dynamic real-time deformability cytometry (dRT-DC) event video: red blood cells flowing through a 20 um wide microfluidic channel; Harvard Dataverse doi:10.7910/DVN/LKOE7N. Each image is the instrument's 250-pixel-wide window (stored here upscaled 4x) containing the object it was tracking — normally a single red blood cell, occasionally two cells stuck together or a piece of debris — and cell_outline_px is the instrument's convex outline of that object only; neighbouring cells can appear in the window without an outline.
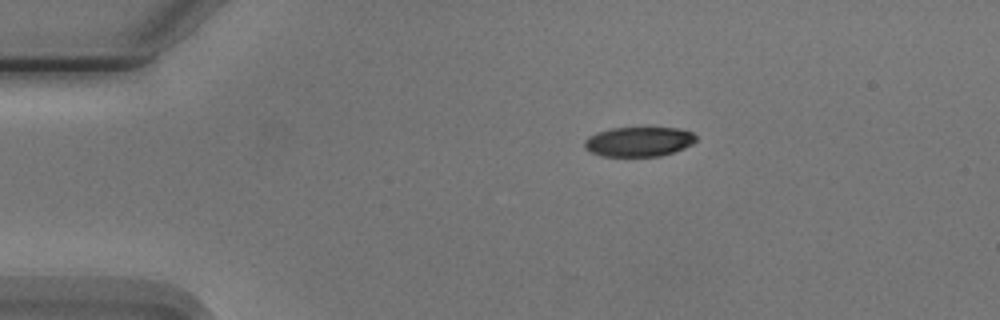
{"species": "Egyptian fruit bat (a non-hibernating species)", "species_latin": "Rousettus aegyptiacus", "temperature_condition": "cold", "stored_images_in_passage": 4, "camera_frame_rate_fps": 3000, "um_per_image_px": 0.085, "animal": {"sex": "male"}, "frame": {"image": 1, "passage_image": 1, "time_ms": 0.0, "image_size_px": [1000, 320], "cell_outline_px": [[696, 140], [692, 144], [684, 148], [660, 156], [600, 156], [584, 148], [584, 140], [588, 136], [596, 132], [612, 128], [680, 128], [692, 132], [696, 136]], "centroid_in_image_um": [54.28, 12.04], "position_along_channel_um": 30.7, "area_um2": 19.31}}
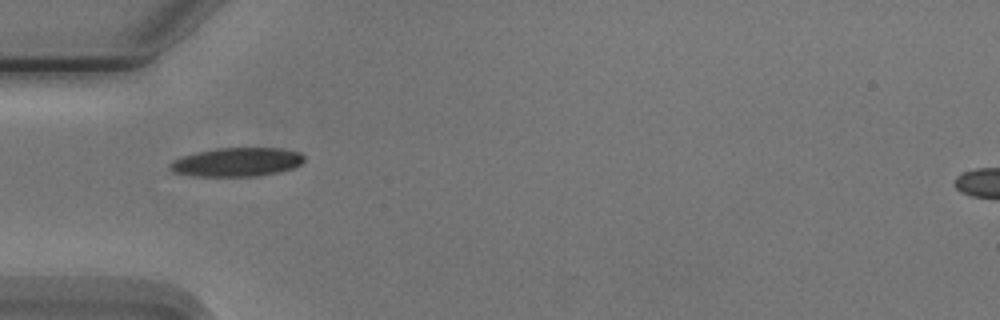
{"frame": {"image": 2, "passage_image": 3, "time_ms": 2.333, "image_size_px": [1000, 320], "cell_outline_px": [[304, 160], [300, 164], [292, 168], [276, 172], [256, 176], [192, 176], [172, 172], [168, 168], [168, 164], [172, 160], [180, 156], [196, 152], [216, 148], [280, 148], [300, 152], [304, 156]], "centroid_in_image_um": [20.06, 13.77], "position_along_channel_um": 64.9, "area_um2": 22.66}}
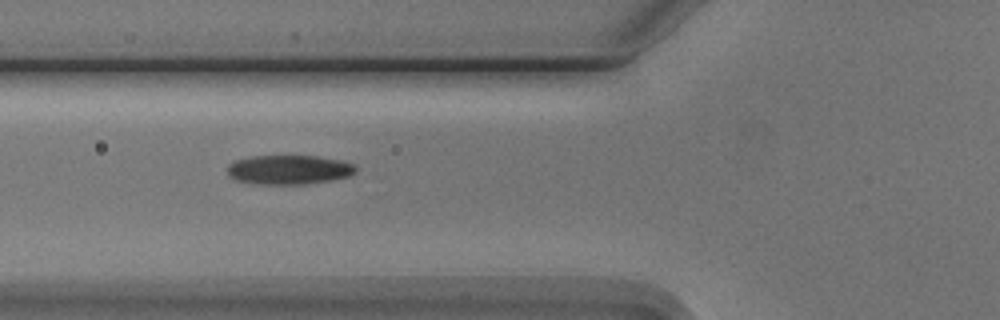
{"frame": {"image": 3, "passage_image": 4, "time_ms": 3.333, "image_size_px": [1000, 320], "cell_outline_px": [[356, 172], [348, 176], [332, 180], [308, 184], [252, 184], [236, 180], [228, 176], [228, 164], [236, 160], [252, 156], [316, 156], [340, 160], [356, 164]], "centroid_in_image_um": [24.56, 14.43], "position_along_channel_um": 101.2, "area_um2": 22.08}}